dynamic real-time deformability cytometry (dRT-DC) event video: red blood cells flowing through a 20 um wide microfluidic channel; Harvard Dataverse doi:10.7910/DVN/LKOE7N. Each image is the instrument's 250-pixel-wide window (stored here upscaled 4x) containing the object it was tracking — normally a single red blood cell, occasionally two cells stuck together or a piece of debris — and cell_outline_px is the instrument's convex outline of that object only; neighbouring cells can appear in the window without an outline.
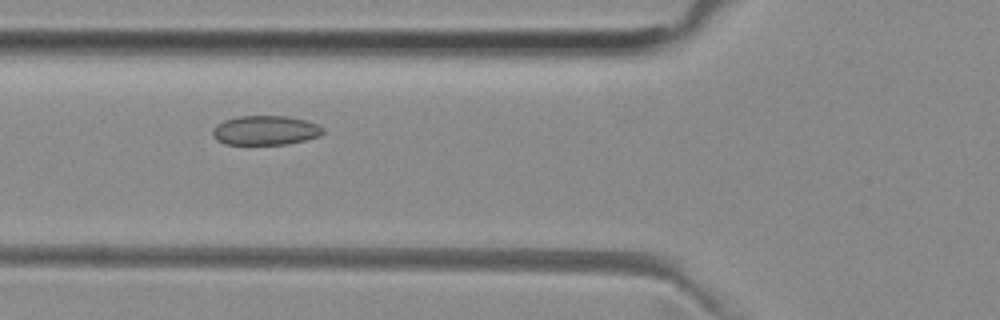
{"species": "common noctule bat (a hibernating species)", "species_latin": "Nyctalus noctula", "temperature_condition": "room temperature", "stored_images_in_passage": 53, "camera_frame_rate_fps": 3000, "um_per_image_px": 0.085, "animal": {"sex": "female", "body_mass_g": 29.2, "forearm_length_mm": 56.3}, "frame": {"image": 1, "passage_image": 20, "time_ms": 6.333, "image_size_px": [1000, 320], "cell_outline_px": [[324, 132], [320, 136], [288, 144], [224, 144], [216, 140], [212, 136], [212, 128], [216, 124], [224, 120], [236, 116], [288, 116], [304, 120], [316, 124], [324, 128]], "centroid_in_image_um": [22.52, 11.08], "position_along_channel_um": 103.3, "area_um2": 19.02}}
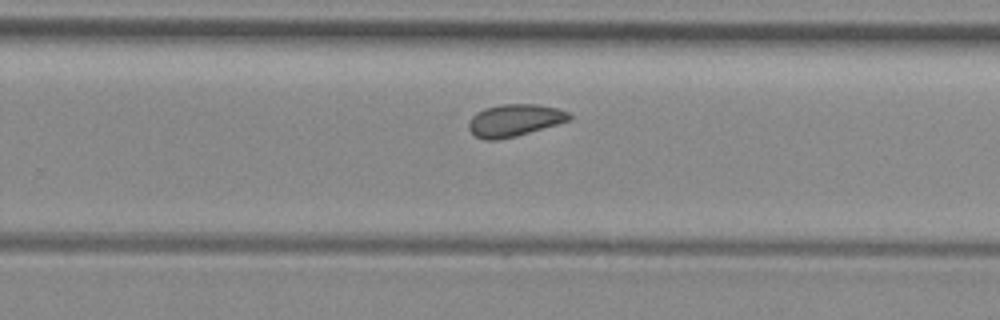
{"frame": {"image": 2, "passage_image": 34, "time_ms": 11.0, "image_size_px": [1000, 320], "cell_outline_px": [[572, 116], [568, 120], [556, 124], [516, 136], [496, 140], [484, 140], [476, 136], [468, 128], [468, 124], [472, 116], [476, 112], [484, 108], [500, 104], [536, 104], [556, 108], [568, 112]], "centroid_in_image_um": [43.69, 10.22], "position_along_channel_um": 286.1, "area_um2": 18.67}}
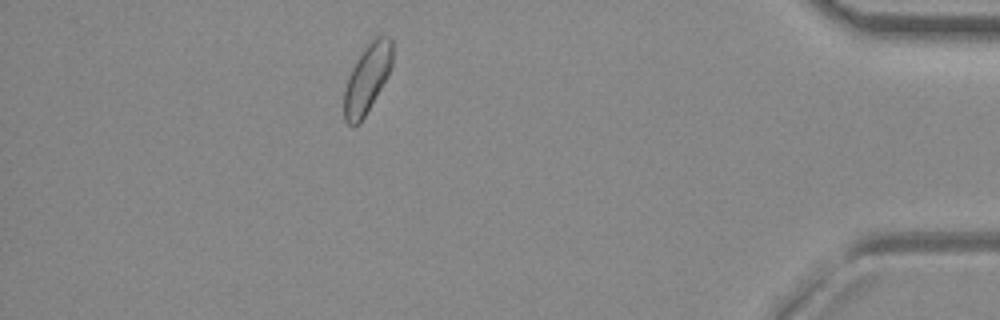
{"frame": {"image": 3, "passage_image": 47, "time_ms": 15.333, "image_size_px": [1000, 320], "cell_outline_px": [[392, 64], [388, 76], [360, 124], [352, 128], [344, 120], [344, 92], [348, 76], [356, 60], [364, 48], [376, 36], [388, 36], [392, 40]], "centroid_in_image_um": [31.2, 6.72], "position_along_channel_um": 404.0, "area_um2": 19.36}}